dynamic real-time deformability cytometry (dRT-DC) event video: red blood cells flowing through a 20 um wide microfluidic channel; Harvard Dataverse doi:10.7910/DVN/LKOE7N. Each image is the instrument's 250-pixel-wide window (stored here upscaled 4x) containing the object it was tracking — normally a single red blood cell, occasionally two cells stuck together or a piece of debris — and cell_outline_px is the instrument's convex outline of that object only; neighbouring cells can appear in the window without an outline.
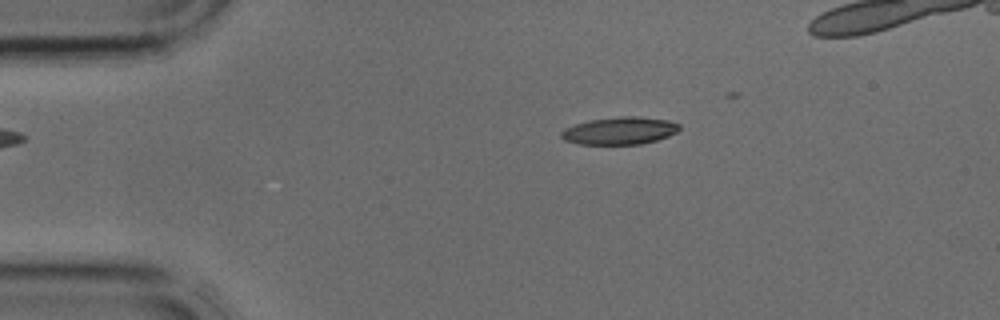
{"species": "common noctule bat (a hibernating species)", "species_latin": "Nyctalus noctula", "temperature_condition": "cold", "stored_images_in_passage": 4, "camera_frame_rate_fps": 3000, "um_per_image_px": 0.085, "animal": {"sex": "male", "body_mass_g": 17.9, "forearm_length_mm": 54.2}, "frame": {"image": 1, "passage_image": 2, "time_ms": 0.333, "image_size_px": [1000, 320], "cell_outline_px": [[680, 128], [676, 132], [668, 136], [656, 140], [640, 144], [580, 144], [564, 140], [560, 136], [560, 132], [564, 128], [576, 124], [592, 120], [620, 116], [636, 116], [668, 120], [680, 124]], "centroid_in_image_um": [52.67, 11.11], "position_along_channel_um": 32.3, "area_um2": 18.79}}